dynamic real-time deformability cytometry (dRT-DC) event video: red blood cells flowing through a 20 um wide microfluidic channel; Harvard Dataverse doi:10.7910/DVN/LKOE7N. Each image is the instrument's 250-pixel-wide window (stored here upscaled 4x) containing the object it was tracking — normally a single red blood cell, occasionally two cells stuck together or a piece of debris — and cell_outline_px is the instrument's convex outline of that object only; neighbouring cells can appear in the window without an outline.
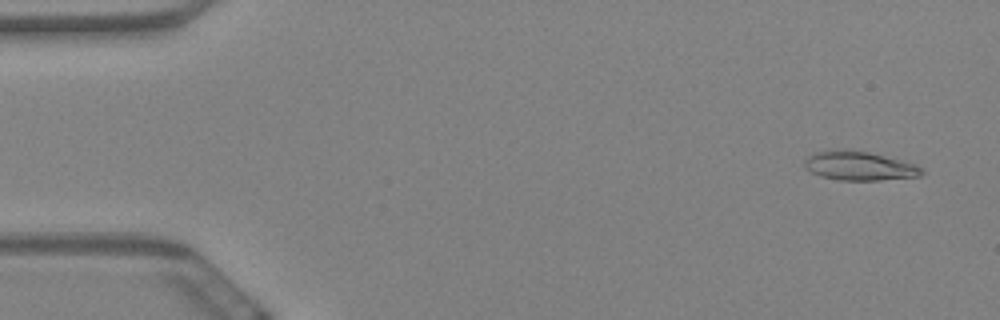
{"species": "Egyptian fruit bat (a non-hibernating species)", "species_latin": "Rousettus aegyptiacus", "temperature_condition": "warm", "stored_images_in_passage": 59, "camera_frame_rate_fps": 3000, "um_per_image_px": 0.085, "animal": {"sex": "female"}, "frame": {"image": 1, "passage_image": 3, "time_ms": 0.667, "image_size_px": [1000, 320], "cell_outline_px": [[924, 172], [920, 176], [880, 180], [840, 180], [820, 176], [804, 168], [804, 160], [812, 152], [868, 152], [916, 164], [924, 168]], "centroid_in_image_um": [73.08, 14.14], "position_along_channel_um": 11.9, "area_um2": 19.19}}
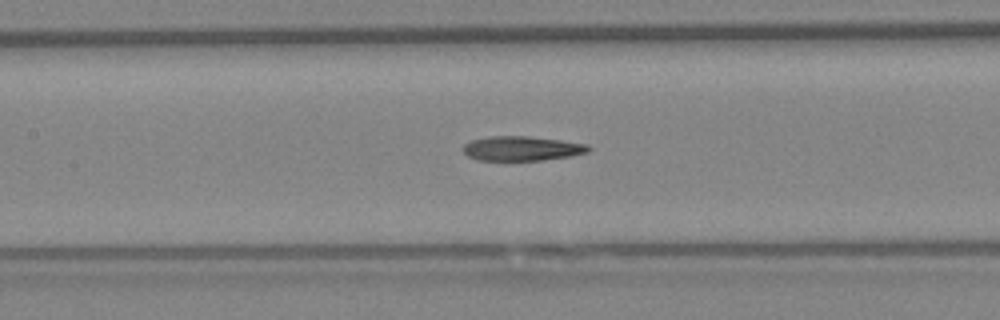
{"frame": {"image": 2, "passage_image": 27, "time_ms": 8.667, "image_size_px": [1000, 320], "cell_outline_px": [[592, 148], [588, 152], [572, 156], [544, 160], [476, 160], [468, 156], [460, 148], [464, 144], [472, 140], [488, 136], [528, 136], [560, 140], [588, 144]], "centroid_in_image_um": [44.36, 12.62], "position_along_channel_um": 163.0, "area_um2": 18.09}}
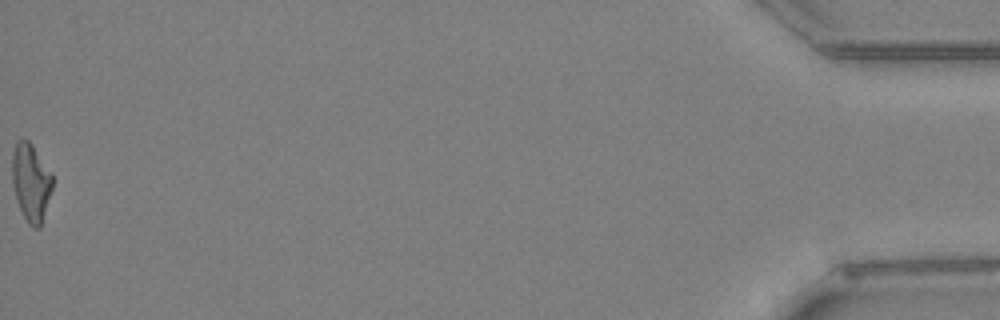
{"frame": {"image": 3, "passage_image": 59, "time_ms": 19.333, "image_size_px": [1000, 320], "cell_outline_px": [[52, 188], [40, 228], [32, 228], [28, 224], [20, 208], [16, 196], [12, 180], [12, 152], [16, 140], [28, 140], [32, 144], [52, 172]], "centroid_in_image_um": [2.63, 15.47], "position_along_channel_um": 432.6, "area_um2": 18.21}, "authors_computed_cell_mechanics": {"area_um2": 18.4382, "velocity_mm_per_s": 3.49, "shape_relaxation_time_tau1_ms": null, "shape_relaxation_time_tau2_ms": 5.2263, "deformation_change_tau1": null, "deformation_change_tau2": 0.1584}}